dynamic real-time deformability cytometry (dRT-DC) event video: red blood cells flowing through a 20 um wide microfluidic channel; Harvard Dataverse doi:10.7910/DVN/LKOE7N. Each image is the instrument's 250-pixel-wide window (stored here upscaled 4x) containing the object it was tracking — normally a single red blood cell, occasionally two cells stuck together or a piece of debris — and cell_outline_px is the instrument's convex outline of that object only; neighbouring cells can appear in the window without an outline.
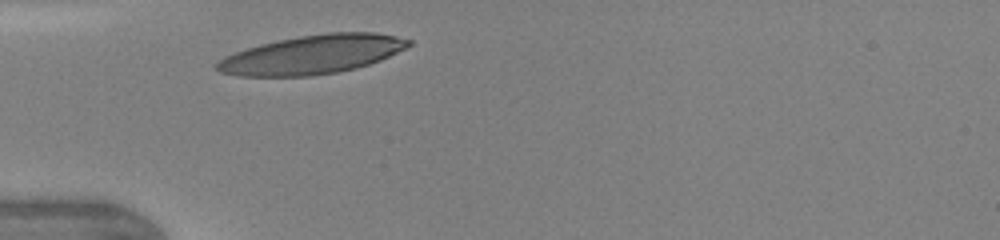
{"species": "human", "species_latin": "Homo sapiens", "temperature_condition": "warm", "stored_images_in_passage": 33, "camera_frame_rate_fps": 3000, "um_per_image_px": 0.085, "donor": {"sex": "female"}, "frame": {"image": 1, "passage_image": 1, "time_ms": 0.0, "image_size_px": [1000, 240], "cell_outline_px": [[412, 44], [380, 60], [356, 68], [336, 72], [312, 76], [240, 76], [220, 72], [216, 68], [216, 64], [224, 56], [260, 44], [300, 36], [328, 32], [372, 32], [396, 36], [412, 40]], "centroid_in_image_um": [26.55, 4.64], "position_along_channel_um": 58.5, "area_um2": 42.95}}
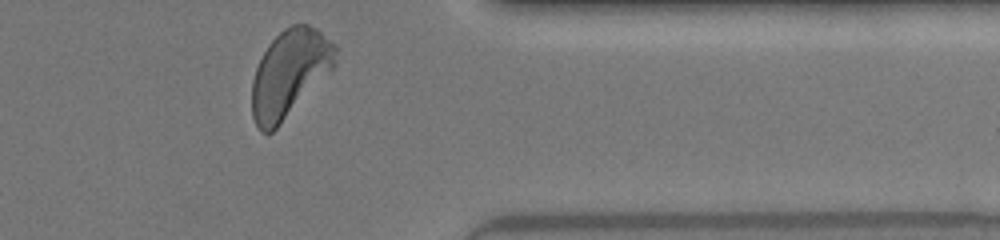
{"frame": {"image": 2, "passage_image": 33, "time_ms": 8.0, "image_size_px": [1000, 240], "cell_outline_px": [[340, 48], [336, 64], [280, 124], [272, 132], [260, 132], [252, 116], [252, 80], [256, 68], [268, 44], [284, 28], [292, 24], [308, 24], [316, 28], [336, 44]], "centroid_in_image_um": [24.63, 6.2], "position_along_channel_um": 386.8, "area_um2": 42.19}, "authors_computed_cell_mechanics": {"area_um2": 41.7316, "velocity_mm_per_s": 4.3058, "shape_relaxation_time_tau1_ms": 2.8674, "shape_relaxation_time_tau2_ms": 1.0322, "deformation_change_tau1": 0.1693, "deformation_change_tau2": 0.0924}}